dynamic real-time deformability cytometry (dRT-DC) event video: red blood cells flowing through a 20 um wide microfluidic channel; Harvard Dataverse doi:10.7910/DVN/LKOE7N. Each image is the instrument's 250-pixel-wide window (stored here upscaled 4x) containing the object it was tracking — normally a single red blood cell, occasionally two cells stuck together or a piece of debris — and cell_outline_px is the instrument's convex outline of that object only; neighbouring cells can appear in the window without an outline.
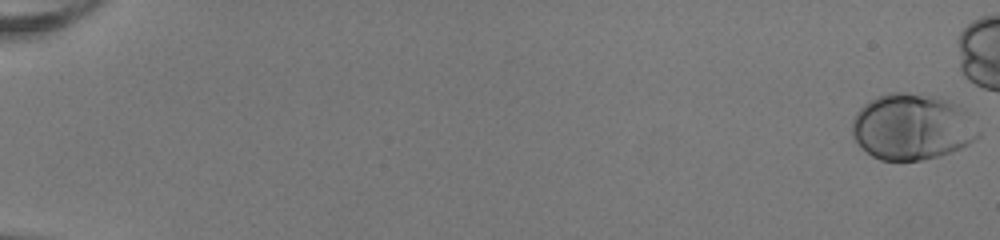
{"species": "human", "species_latin": "Homo sapiens", "temperature_condition": "room temperature", "stored_images_in_passage": 49, "camera_frame_rate_fps": 3000, "um_per_image_px": 0.085, "donor": {"sex": "female"}, "frame": {"image": 1, "passage_image": 1, "time_ms": 0.0, "image_size_px": [1000, 240], "cell_outline_px": [[980, 136], [968, 144], [952, 152], [920, 160], [880, 160], [872, 156], [860, 148], [852, 136], [852, 120], [856, 112], [868, 100], [892, 92], [904, 92], [936, 96], [956, 104], [964, 108], [968, 112], [980, 132]], "centroid_in_image_um": [77.51, 10.78], "position_along_channel_um": 7.5, "area_um2": 48.84}}
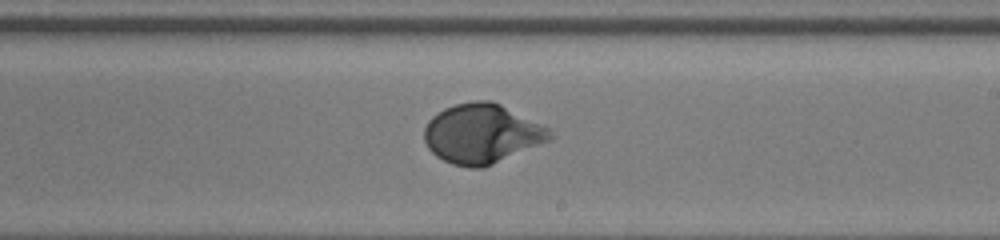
{"frame": {"image": 2, "passage_image": 34, "time_ms": 11.0, "image_size_px": [1000, 240], "cell_outline_px": [[556, 136], [552, 140], [484, 168], [468, 168], [452, 164], [436, 156], [428, 148], [424, 140], [424, 128], [428, 120], [432, 116], [444, 108], [456, 104], [476, 100], [492, 100], [548, 128]], "centroid_in_image_um": [40.96, 11.38], "position_along_channel_um": 248.0, "area_um2": 43.75}}
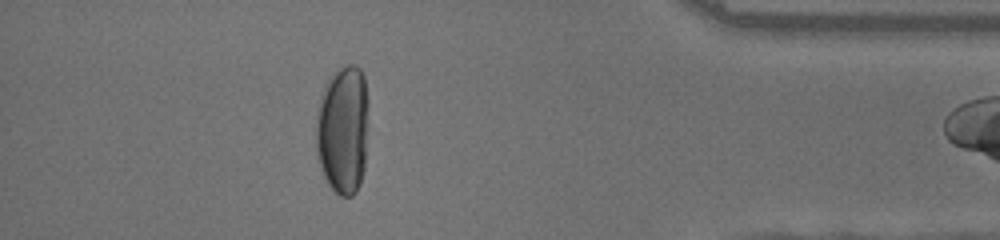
{"frame": {"image": 3, "passage_image": 48, "time_ms": 15.667, "image_size_px": [1000, 240], "cell_outline_px": [[368, 104], [364, 168], [360, 184], [356, 192], [352, 196], [340, 196], [328, 184], [324, 176], [316, 152], [316, 120], [320, 96], [328, 76], [332, 72], [348, 64], [356, 64], [360, 68], [364, 76], [368, 100]], "centroid_in_image_um": [29.14, 10.98], "position_along_channel_um": 406.1, "area_um2": 39.88}}